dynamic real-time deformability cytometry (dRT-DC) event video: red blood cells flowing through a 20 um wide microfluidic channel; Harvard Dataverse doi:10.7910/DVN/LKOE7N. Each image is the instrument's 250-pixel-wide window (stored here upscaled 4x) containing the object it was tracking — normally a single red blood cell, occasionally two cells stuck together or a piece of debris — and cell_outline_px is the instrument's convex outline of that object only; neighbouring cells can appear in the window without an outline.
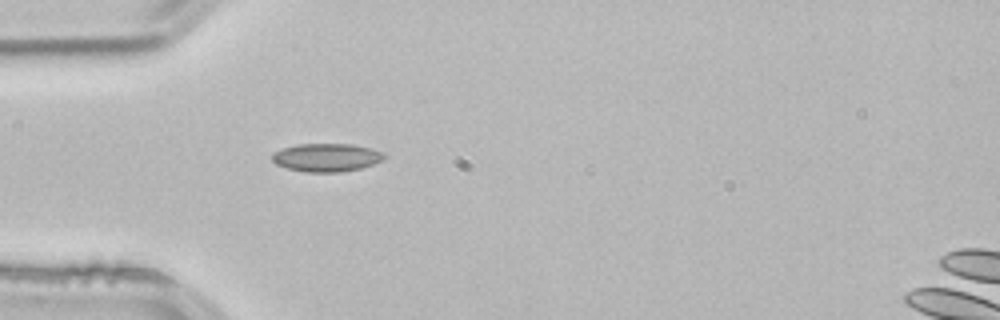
{"species": "common noctule bat (a hibernating species)", "species_latin": "Nyctalus noctula", "temperature_condition": "room temperature", "stored_images_in_passage": 3, "camera_frame_rate_fps": 3000, "um_per_image_px": 0.085, "animal": {"sex": "male", "body_mass_g": 21.5, "forearm_length_mm": 52.0}, "frame": {"image": 1, "passage_image": 2, "time_ms": 0.333, "image_size_px": [1000, 320], "cell_outline_px": [[384, 160], [360, 168], [340, 172], [304, 172], [288, 168], [276, 164], [272, 160], [272, 152], [296, 144], [352, 144], [384, 152]], "centroid_in_image_um": [27.73, 13.38], "position_along_channel_um": 57.3, "area_um2": 18.32}}